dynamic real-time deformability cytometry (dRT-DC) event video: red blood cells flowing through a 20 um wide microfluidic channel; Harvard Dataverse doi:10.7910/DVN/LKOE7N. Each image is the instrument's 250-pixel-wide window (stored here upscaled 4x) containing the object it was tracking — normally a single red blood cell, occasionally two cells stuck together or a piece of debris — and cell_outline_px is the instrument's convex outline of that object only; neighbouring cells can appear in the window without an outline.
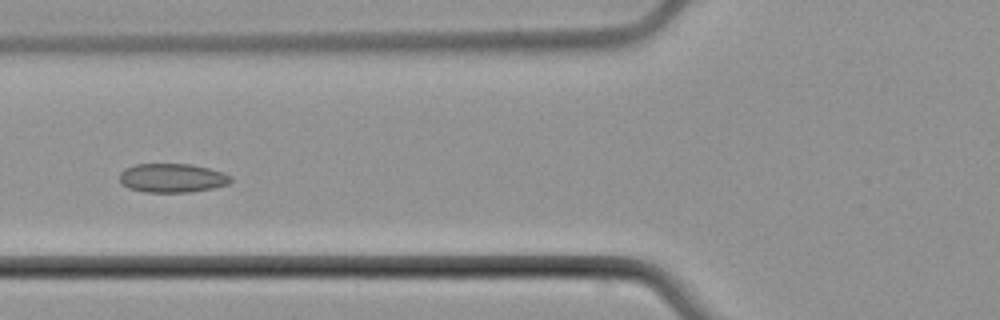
{"species": "common noctule bat (a hibernating species)", "species_latin": "Nyctalus noctula", "temperature_condition": "cold", "stored_images_in_passage": 7, "camera_frame_rate_fps": 3000, "um_per_image_px": 0.085, "animal": {"sex": "male", "body_mass_g": 21.5, "forearm_length_mm": 52.0}, "frame": {"image": 1, "passage_image": 5, "time_ms": 6.0, "image_size_px": [1000, 320], "cell_outline_px": [[232, 180], [228, 184], [212, 188], [188, 192], [144, 192], [128, 188], [120, 184], [120, 172], [124, 168], [136, 164], [192, 164], [224, 172], [232, 176]], "centroid_in_image_um": [14.62, 15.12], "position_along_channel_um": 111.2, "area_um2": 18.9}}
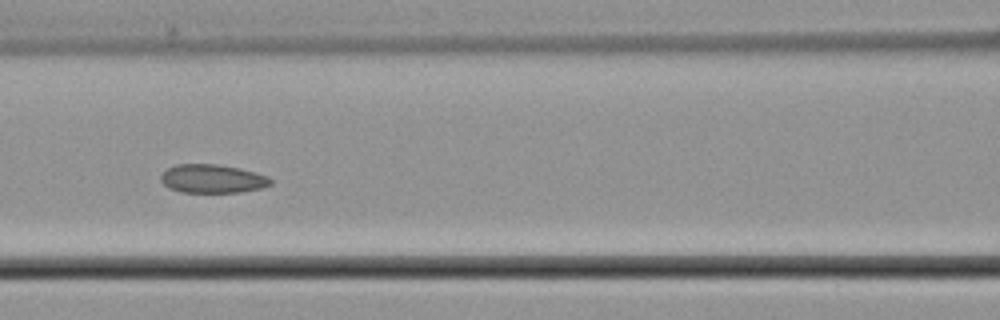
{"frame": {"image": 2, "passage_image": 6, "time_ms": 7.0, "image_size_px": [1000, 320], "cell_outline_px": [[272, 184], [260, 188], [240, 192], [180, 192], [168, 188], [160, 180], [160, 176], [168, 168], [176, 164], [216, 164], [240, 168], [256, 172], [268, 176], [272, 180]], "centroid_in_image_um": [18.05, 15.19], "position_along_channel_um": 148.5, "area_um2": 18.32}}
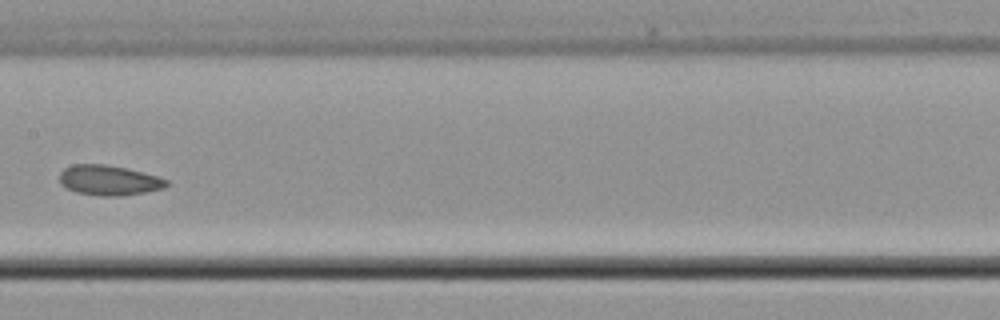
{"frame": {"image": 3, "passage_image": 7, "time_ms": 8.333, "image_size_px": [1000, 320], "cell_outline_px": [[168, 184], [164, 188], [124, 196], [96, 196], [76, 192], [60, 184], [60, 172], [64, 168], [72, 164], [104, 164], [128, 168], [160, 176], [168, 180]], "centroid_in_image_um": [9.27, 15.32], "position_along_channel_um": 198.1, "area_um2": 19.02}}